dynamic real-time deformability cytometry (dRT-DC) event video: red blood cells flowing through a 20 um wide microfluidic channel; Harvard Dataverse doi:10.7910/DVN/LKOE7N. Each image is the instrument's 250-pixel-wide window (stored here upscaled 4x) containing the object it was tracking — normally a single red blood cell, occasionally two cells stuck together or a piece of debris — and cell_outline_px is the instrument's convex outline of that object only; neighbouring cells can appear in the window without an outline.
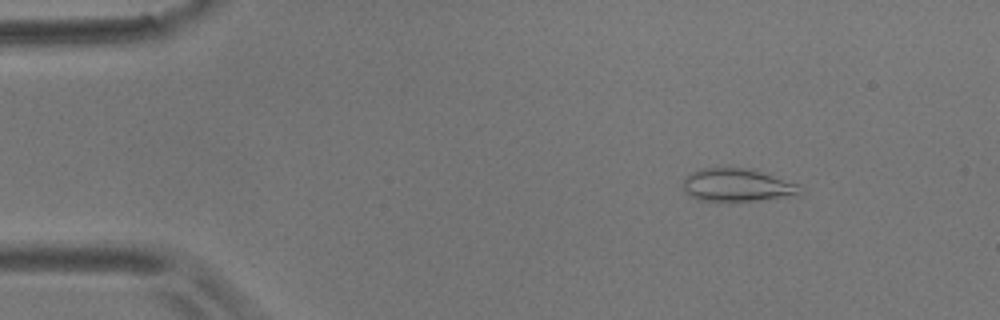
{"species": "common noctule bat (a hibernating species)", "species_latin": "Nyctalus noctula", "temperature_condition": "room temperature", "stored_images_in_passage": 51, "camera_frame_rate_fps": 3000, "um_per_image_px": 0.085, "animal": {"sex": "male", "body_mass_g": 17.9}, "frame": {"image": 1, "passage_image": 3, "time_ms": 0.667, "image_size_px": [1000, 320], "cell_outline_px": [[804, 192], [800, 196], [756, 200], [696, 200], [688, 196], [684, 192], [684, 176], [688, 172], [700, 168], [752, 168], [800, 184]], "centroid_in_image_um": [62.7, 15.72], "position_along_channel_um": 22.3, "area_um2": 22.95}}
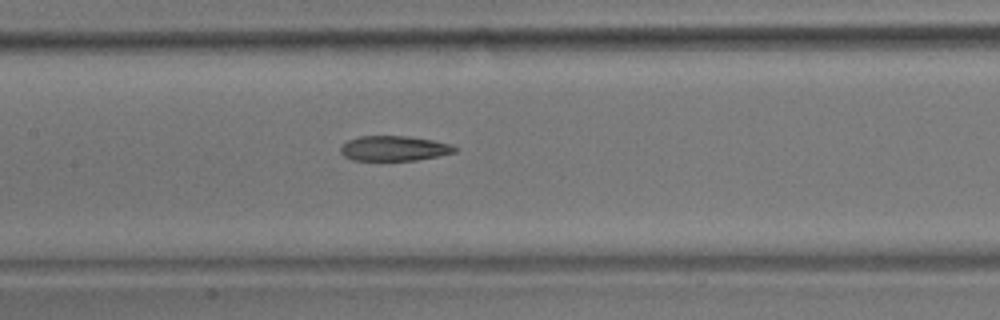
{"frame": {"image": 2, "passage_image": 22, "time_ms": 7.0, "image_size_px": [1000, 320], "cell_outline_px": [[460, 148], [456, 152], [416, 160], [352, 160], [344, 156], [340, 152], [340, 148], [348, 140], [360, 136], [408, 136], [432, 140], [452, 144]], "centroid_in_image_um": [33.52, 12.61], "position_along_channel_um": 173.9, "area_um2": 16.65}}
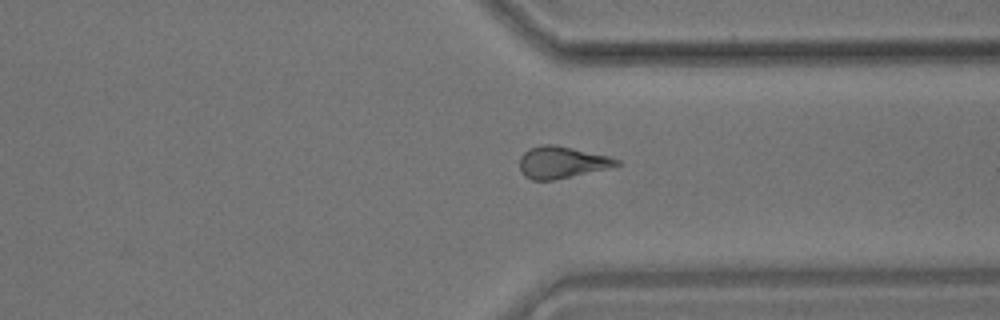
{"frame": {"image": 3, "passage_image": 38, "time_ms": 12.333, "image_size_px": [1000, 320], "cell_outline_px": [[620, 164], [604, 168], [552, 180], [532, 180], [524, 176], [520, 168], [520, 156], [528, 148], [540, 144], [556, 144], [608, 156], [620, 160]], "centroid_in_image_um": [47.67, 13.77], "position_along_channel_um": 363.7, "area_um2": 17.69}, "authors_computed_cell_mechanics": {"area_um2": 18.2648, "velocity_mm_per_s": 3.5937, "shape_relaxation_time_tau1_ms": null, "shape_relaxation_time_tau2_ms": 3.5969, "deformation_change_tau1": null, "deformation_change_tau2": 0.1271}}